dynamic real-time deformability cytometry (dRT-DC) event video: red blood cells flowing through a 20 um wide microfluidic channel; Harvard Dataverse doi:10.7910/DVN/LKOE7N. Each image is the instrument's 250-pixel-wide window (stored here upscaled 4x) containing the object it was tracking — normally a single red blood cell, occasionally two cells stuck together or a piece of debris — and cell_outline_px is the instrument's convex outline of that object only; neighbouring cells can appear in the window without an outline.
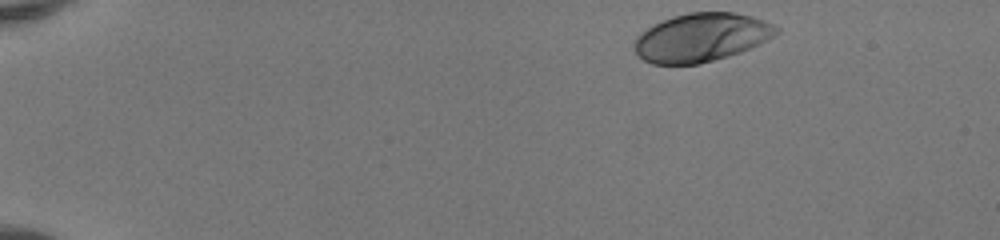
{"species": "human", "species_latin": "Homo sapiens", "temperature_condition": "room temperature", "stored_images_in_passage": 44, "camera_frame_rate_fps": 3000, "um_per_image_px": 0.085, "donor": {"sex": "female"}, "frame": {"image": 1, "passage_image": 1, "time_ms": 0.0, "image_size_px": [1000, 240], "cell_outline_px": [[780, 32], [760, 44], [740, 52], [728, 56], [700, 64], [652, 64], [644, 60], [636, 52], [636, 36], [640, 32], [672, 16], [688, 12], [736, 12], [752, 16], [764, 20], [780, 28]], "centroid_in_image_um": [59.65, 3.18], "position_along_channel_um": 25.3, "area_um2": 40.0}}
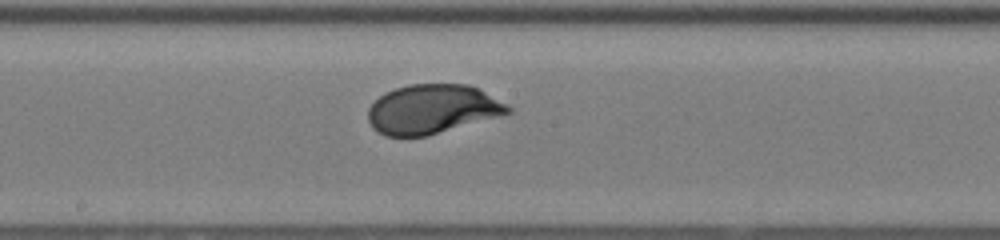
{"frame": {"image": 2, "passage_image": 23, "time_ms": 7.333, "image_size_px": [1000, 240], "cell_outline_px": [[512, 112], [428, 136], [384, 136], [376, 132], [372, 128], [368, 120], [368, 108], [384, 92], [408, 84], [468, 84], [508, 104], [512, 108]], "centroid_in_image_um": [36.71, 9.28], "position_along_channel_um": 211.5, "area_um2": 40.11}}
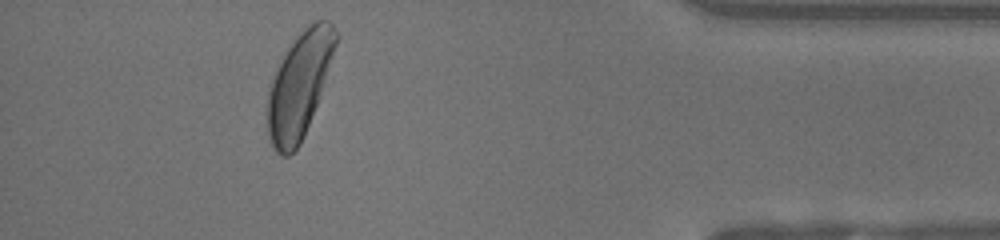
{"frame": {"image": 3, "passage_image": 40, "time_ms": 13.0, "image_size_px": [1000, 240], "cell_outline_px": [[340, 36], [316, 104], [300, 144], [288, 156], [284, 156], [276, 152], [272, 148], [268, 136], [268, 88], [280, 60], [296, 32], [316, 20], [328, 20], [332, 24]], "centroid_in_image_um": [25.43, 7.16], "position_along_channel_um": 409.8, "area_um2": 41.73}, "authors_computed_cell_mechanics": {"area_um2": 40.1132, "velocity_mm_per_s": 4.1255, "shape_relaxation_time_tau1_ms": 1.9046, "shape_relaxation_time_tau2_ms": null, "deformation_change_tau1": 0.1395, "deformation_change_tau2": null}}